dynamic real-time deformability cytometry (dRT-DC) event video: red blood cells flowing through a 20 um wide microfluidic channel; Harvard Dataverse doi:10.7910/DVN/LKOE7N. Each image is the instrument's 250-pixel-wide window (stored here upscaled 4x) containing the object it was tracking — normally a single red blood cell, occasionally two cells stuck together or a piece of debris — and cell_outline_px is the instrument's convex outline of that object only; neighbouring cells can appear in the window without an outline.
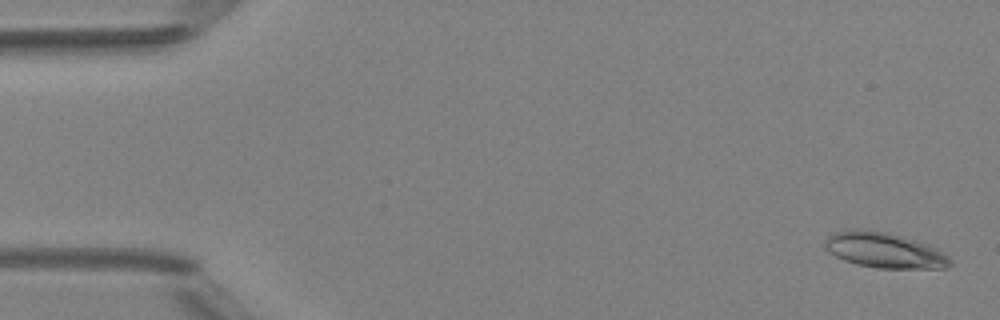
{"species": "Egyptian fruit bat (a non-hibernating species)", "species_latin": "Rousettus aegyptiacus", "temperature_condition": "room temperature", "stored_images_in_passage": 7, "camera_frame_rate_fps": 3000, "um_per_image_px": 0.085, "animal": {"sex": "female"}, "frame": {"image": 1, "passage_image": 1, "time_ms": 0.0, "image_size_px": [1000, 320], "cell_outline_px": [[952, 264], [948, 268], [876, 268], [856, 264], [844, 260], [828, 252], [824, 248], [824, 240], [828, 236], [836, 232], [856, 228], [888, 232], [916, 240], [940, 248], [952, 260]], "centroid_in_image_um": [75.2, 21.27], "position_along_channel_um": 9.8, "area_um2": 26.18}}
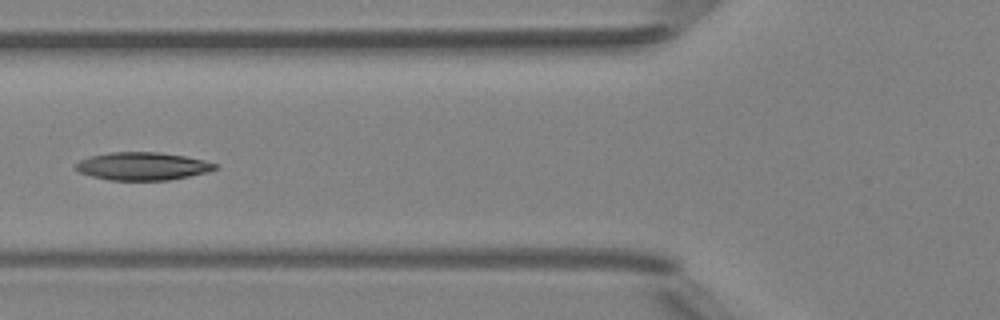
{"frame": {"image": 2, "passage_image": 6, "time_ms": 6.0, "image_size_px": [1000, 320], "cell_outline_px": [[220, 168], [208, 172], [168, 180], [108, 180], [92, 176], [80, 172], [76, 168], [76, 164], [80, 160], [92, 156], [108, 152], [160, 152], [184, 156], [204, 160], [216, 164]], "centroid_in_image_um": [12.14, 14.12], "position_along_channel_um": 113.7, "area_um2": 22.54}}
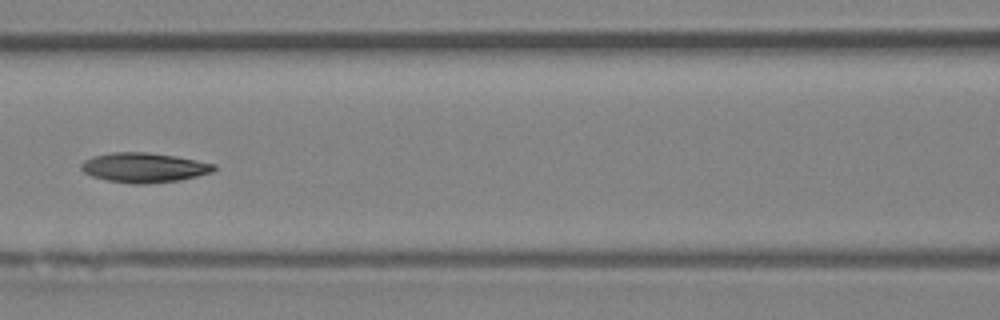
{"frame": {"image": 3, "passage_image": 7, "time_ms": 7.0, "image_size_px": [1000, 320], "cell_outline_px": [[216, 168], [212, 172], [180, 180], [144, 184], [132, 184], [108, 180], [92, 176], [84, 172], [80, 168], [80, 164], [84, 160], [92, 156], [112, 152], [148, 152], [176, 156], [216, 164]], "centroid_in_image_um": [12.22, 14.24], "position_along_channel_um": 154.4, "area_um2": 23.0}}